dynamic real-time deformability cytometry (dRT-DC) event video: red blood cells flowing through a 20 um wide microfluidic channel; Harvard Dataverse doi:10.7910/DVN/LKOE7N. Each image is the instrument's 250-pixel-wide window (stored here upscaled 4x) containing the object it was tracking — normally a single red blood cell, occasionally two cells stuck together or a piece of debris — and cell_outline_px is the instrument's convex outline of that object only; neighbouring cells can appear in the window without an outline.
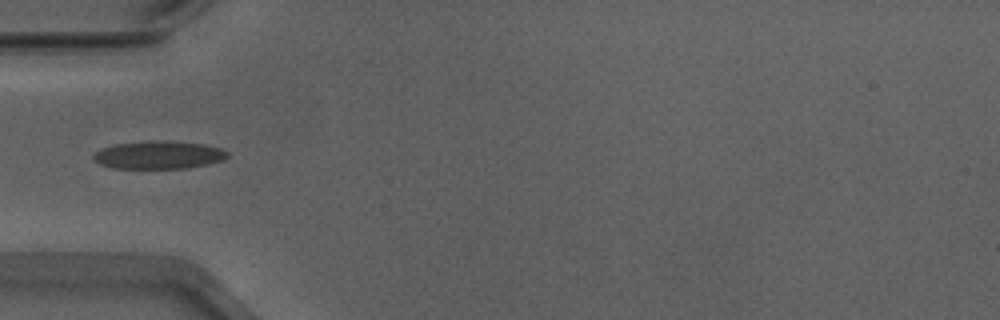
{"species": "Egyptian fruit bat (a non-hibernating species)", "species_latin": "Rousettus aegyptiacus", "temperature_condition": "warm", "stored_images_in_passage": 36, "camera_frame_rate_fps": 3000, "um_per_image_px": 0.085, "animal": {"sex": "male"}, "frame": {"image": 1, "passage_image": 1, "time_ms": 0.0, "image_size_px": [1000, 320], "cell_outline_px": [[228, 156], [224, 160], [208, 164], [188, 168], [112, 168], [100, 164], [92, 156], [96, 152], [104, 148], [116, 144], [204, 144], [220, 148], [228, 152]], "centroid_in_image_um": [13.53, 13.24], "position_along_channel_um": 71.5, "area_um2": 20.29}}
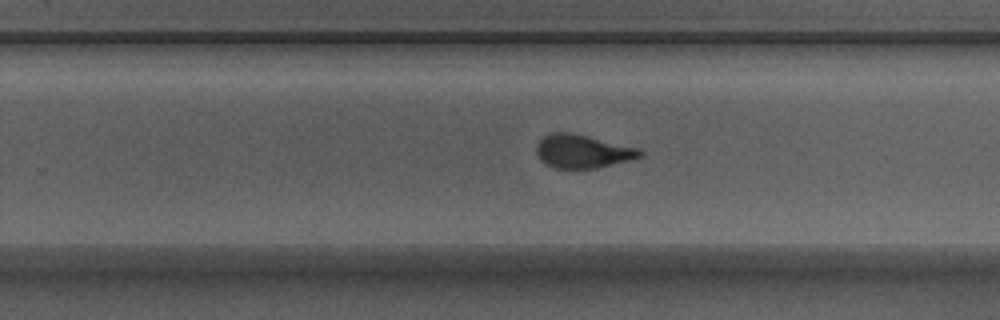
{"frame": {"image": 2, "passage_image": 17, "time_ms": 5.333, "image_size_px": [1000, 320], "cell_outline_px": [[644, 156], [596, 168], [556, 168], [540, 160], [536, 152], [536, 144], [544, 136], [552, 132], [572, 132], [640, 148], [644, 152]], "centroid_in_image_um": [49.53, 12.84], "position_along_channel_um": 280.3, "area_um2": 20.17}}
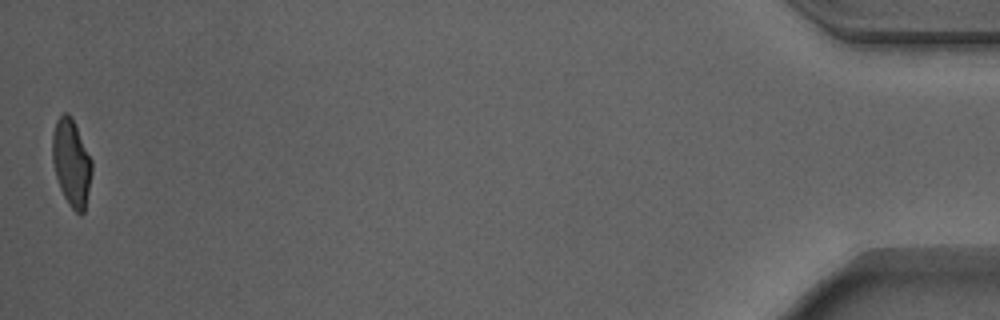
{"frame": {"image": 3, "passage_image": 36, "time_ms": 11.667, "image_size_px": [1000, 320], "cell_outline_px": [[92, 172], [84, 212], [80, 216], [68, 204], [60, 188], [56, 176], [52, 160], [52, 136], [56, 120], [64, 112], [68, 112], [72, 116], [92, 160]], "centroid_in_image_um": [6.07, 13.81], "position_along_channel_um": 429.1, "area_um2": 20.06}, "authors_computed_cell_mechanics": {"area_um2": 20.5479, "velocity_mm_per_s": 3.9121, "shape_relaxation_time_tau1_ms": 5.4875, "shape_relaxation_time_tau2_ms": 0.7515, "deformation_change_tau1": 0.2045, "deformation_change_tau2": 0.0703}}